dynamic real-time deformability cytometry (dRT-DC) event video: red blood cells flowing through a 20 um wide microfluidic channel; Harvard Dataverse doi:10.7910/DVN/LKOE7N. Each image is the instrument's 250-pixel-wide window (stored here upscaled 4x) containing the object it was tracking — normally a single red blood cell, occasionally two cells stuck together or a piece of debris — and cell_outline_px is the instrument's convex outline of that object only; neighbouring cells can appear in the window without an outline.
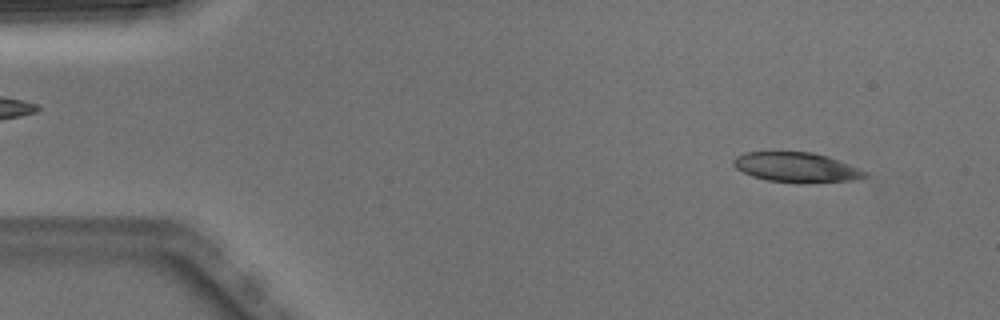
{"species": "Egyptian fruit bat (a non-hibernating species)", "species_latin": "Rousettus aegyptiacus", "temperature_condition": "warm", "stored_images_in_passage": 5, "camera_frame_rate_fps": 3000, "um_per_image_px": 0.085, "animal": {"sex": "male"}, "frame": {"image": 1, "passage_image": 2, "time_ms": 0.333, "image_size_px": [1000, 320], "cell_outline_px": [[868, 176], [852, 180], [768, 180], [752, 176], [736, 168], [732, 164], [732, 160], [736, 156], [744, 152], [812, 152], [828, 156], [860, 168], [868, 172]], "centroid_in_image_um": [67.66, 14.16], "position_along_channel_um": 17.3, "area_um2": 21.85}}
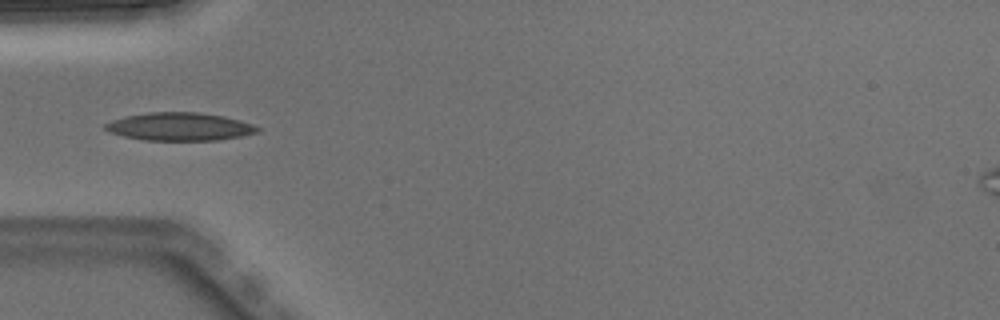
{"frame": {"image": 2, "passage_image": 5, "time_ms": 1.333, "image_size_px": [1000, 320], "cell_outline_px": [[260, 132], [220, 140], [144, 140], [124, 136], [108, 132], [104, 128], [104, 124], [112, 120], [124, 116], [148, 112], [200, 112], [224, 116], [240, 120], [252, 124], [260, 128]], "centroid_in_image_um": [15.26, 10.76], "position_along_channel_um": 69.7, "area_um2": 24.97}}